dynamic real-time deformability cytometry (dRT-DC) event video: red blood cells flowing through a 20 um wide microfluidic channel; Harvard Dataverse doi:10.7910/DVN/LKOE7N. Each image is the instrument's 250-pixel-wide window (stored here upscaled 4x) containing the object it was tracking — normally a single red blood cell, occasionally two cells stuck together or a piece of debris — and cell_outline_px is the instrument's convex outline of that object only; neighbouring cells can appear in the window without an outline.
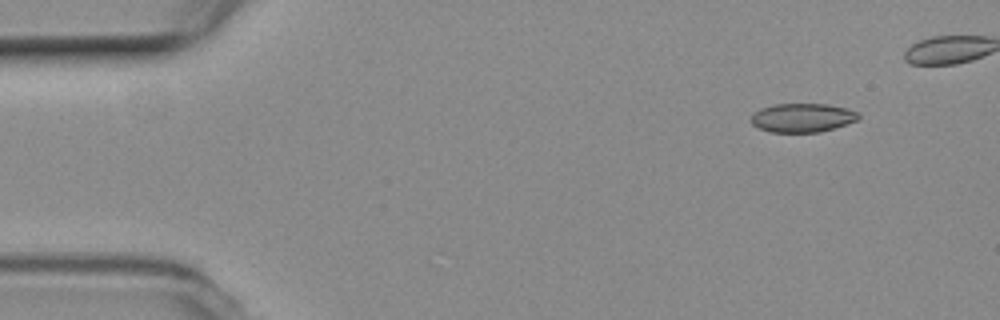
{"species": "common noctule bat (a hibernating species)", "species_latin": "Nyctalus noctula", "temperature_condition": "room temperature", "stored_images_in_passage": 40, "camera_frame_rate_fps": 3000, "um_per_image_px": 0.085, "animal": {"sex": "female", "body_mass_g": 19.3, "forearm_length_mm": 54.1}, "frame": {"image": 1, "passage_image": 1, "time_ms": 0.0, "image_size_px": [1000, 320], "cell_outline_px": [[860, 116], [856, 120], [820, 132], [772, 132], [760, 128], [752, 124], [748, 120], [752, 112], [760, 108], [776, 104], [828, 104], [848, 108], [860, 112]], "centroid_in_image_um": [68.16, 9.99], "position_along_channel_um": 16.8, "area_um2": 18.15}}
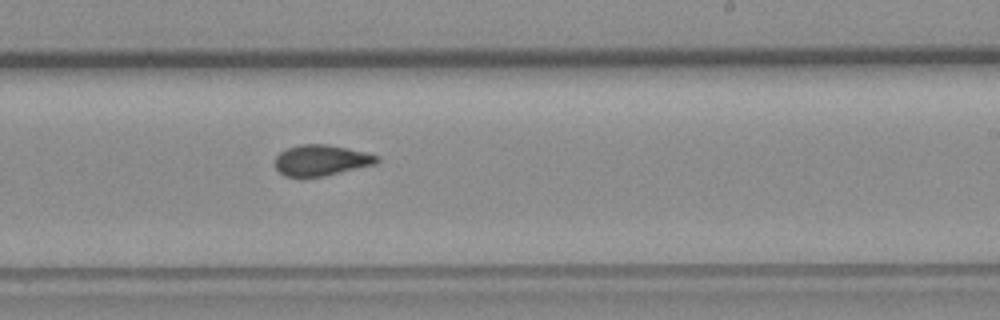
{"frame": {"image": 2, "passage_image": 28, "time_ms": 9.0, "image_size_px": [1000, 320], "cell_outline_px": [[380, 160], [376, 164], [324, 176], [284, 176], [276, 168], [276, 156], [280, 152], [288, 148], [300, 144], [328, 144], [364, 152], [380, 156]], "centroid_in_image_um": [27.33, 13.61], "position_along_channel_um": 261.7, "area_um2": 18.15}}
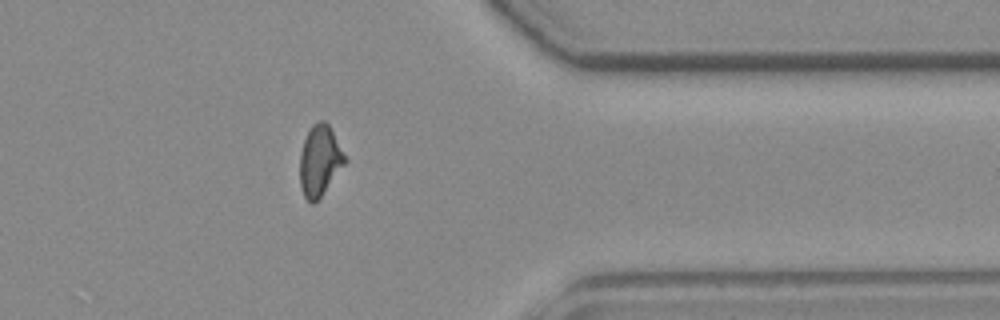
{"frame": {"image": 3, "passage_image": 39, "time_ms": 12.667, "image_size_px": [1000, 320], "cell_outline_px": [[344, 164], [320, 196], [312, 204], [304, 196], [300, 188], [300, 152], [304, 140], [312, 124], [320, 120], [324, 120], [328, 124], [344, 156]], "centroid_in_image_um": [27.12, 13.65], "position_along_channel_um": 384.3, "area_um2": 17.8}}